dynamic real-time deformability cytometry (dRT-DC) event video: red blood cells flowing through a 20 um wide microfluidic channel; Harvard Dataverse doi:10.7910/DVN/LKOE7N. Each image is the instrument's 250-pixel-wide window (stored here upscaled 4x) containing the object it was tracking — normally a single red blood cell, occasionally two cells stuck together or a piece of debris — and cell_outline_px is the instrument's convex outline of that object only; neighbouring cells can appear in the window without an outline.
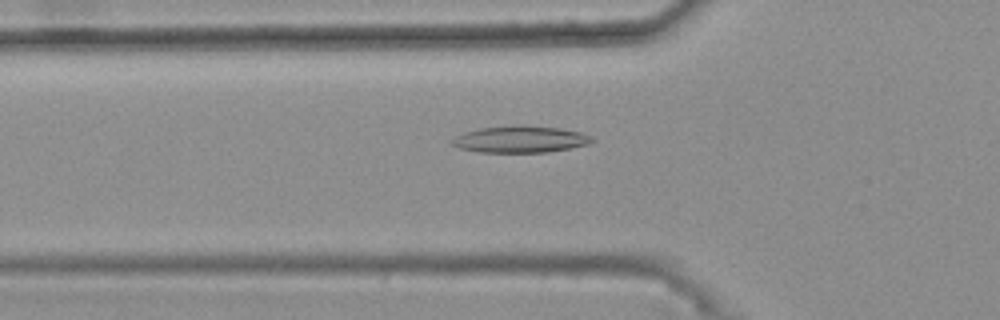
{"species": "common noctule bat (a hibernating species)", "species_latin": "Nyctalus noctula", "temperature_condition": "warm", "stored_images_in_passage": 43, "camera_frame_rate_fps": 3000, "um_per_image_px": 0.085, "animal": {"sex": "female", "body_mass_g": 25.1}, "frame": {"image": 1, "passage_image": 12, "time_ms": 3.667, "image_size_px": [1000, 320], "cell_outline_px": [[596, 140], [588, 144], [572, 148], [548, 152], [480, 152], [460, 148], [452, 144], [448, 140], [464, 132], [480, 128], [516, 124], [524, 124], [560, 128], [580, 132], [592, 136]], "centroid_in_image_um": [44.24, 11.82], "position_along_channel_um": 81.6, "area_um2": 22.14}}
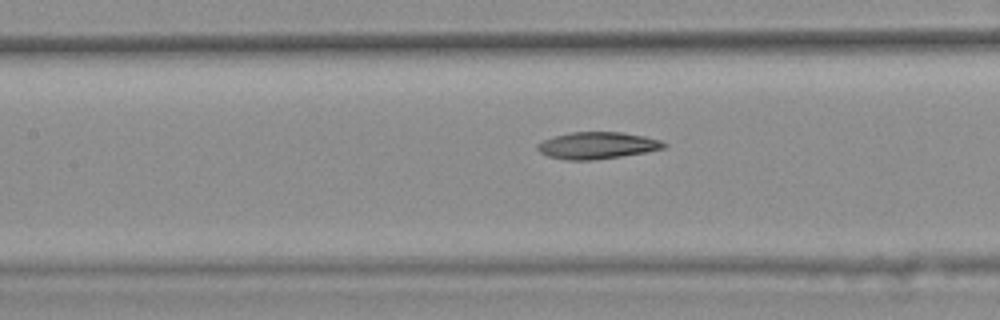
{"frame": {"image": 2, "passage_image": 18, "time_ms": 5.667, "image_size_px": [1000, 320], "cell_outline_px": [[668, 144], [664, 148], [644, 152], [620, 156], [592, 160], [568, 160], [548, 156], [540, 152], [536, 148], [536, 144], [544, 140], [556, 136], [572, 132], [624, 132], [644, 136], [660, 140]], "centroid_in_image_um": [50.76, 12.36], "position_along_channel_um": 156.6, "area_um2": 19.59}}
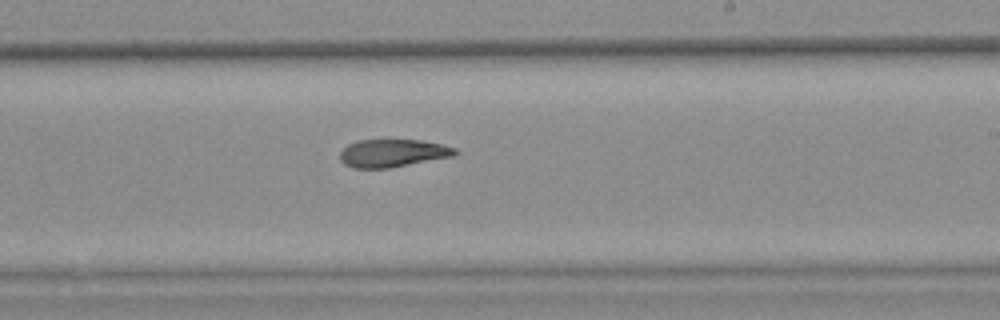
{"frame": {"image": 3, "passage_image": 26, "time_ms": 8.333, "image_size_px": [1000, 320], "cell_outline_px": [[460, 152], [452, 156], [388, 168], [352, 168], [344, 164], [340, 160], [340, 152], [348, 144], [356, 140], [420, 140], [440, 144], [456, 148]], "centroid_in_image_um": [33.35, 13.01], "position_along_channel_um": 255.7, "area_um2": 18.55}, "authors_computed_cell_mechanics": {"area_um2": 19.7676, "velocity_mm_per_s": 3.7295, "shape_relaxation_time_tau1_ms": null, "shape_relaxation_time_tau2_ms": 9.7562, "deformation_change_tau1": null, "deformation_change_tau2": 0.1774}}